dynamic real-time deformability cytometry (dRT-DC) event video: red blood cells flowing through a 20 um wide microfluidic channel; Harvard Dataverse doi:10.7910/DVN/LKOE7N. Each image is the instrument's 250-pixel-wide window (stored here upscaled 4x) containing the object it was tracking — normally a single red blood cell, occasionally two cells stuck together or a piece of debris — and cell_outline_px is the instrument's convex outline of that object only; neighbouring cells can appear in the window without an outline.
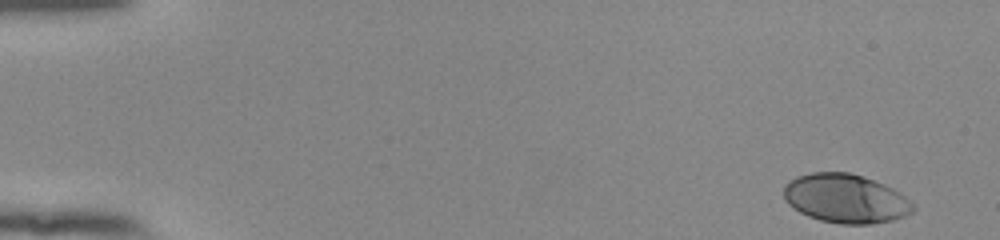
{"species": "human", "species_latin": "Homo sapiens", "temperature_condition": "room temperature", "stored_images_in_passage": 52, "camera_frame_rate_fps": 3000, "um_per_image_px": 0.085, "donor": {"sex": "female"}, "frame": {"image": 1, "passage_image": 1, "time_ms": 0.0, "image_size_px": [1000, 240], "cell_outline_px": [[916, 208], [912, 212], [904, 216], [892, 220], [868, 224], [840, 224], [820, 220], [808, 216], [800, 212], [788, 204], [784, 200], [784, 184], [796, 176], [812, 172], [848, 172], [884, 184], [900, 192]], "centroid_in_image_um": [71.85, 16.88], "position_along_channel_um": 13.2, "area_um2": 36.76}}
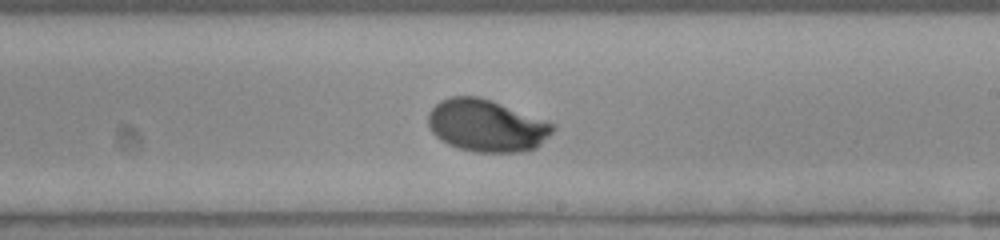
{"frame": {"image": 2, "passage_image": 31, "time_ms": 10.0, "image_size_px": [1000, 240], "cell_outline_px": [[556, 124], [552, 132], [536, 148], [524, 152], [472, 152], [456, 148], [440, 140], [432, 132], [428, 124], [428, 112], [440, 100], [448, 96], [480, 96], [492, 100], [548, 120]], "centroid_in_image_um": [41.36, 10.67], "position_along_channel_um": 247.6, "area_um2": 38.44}}
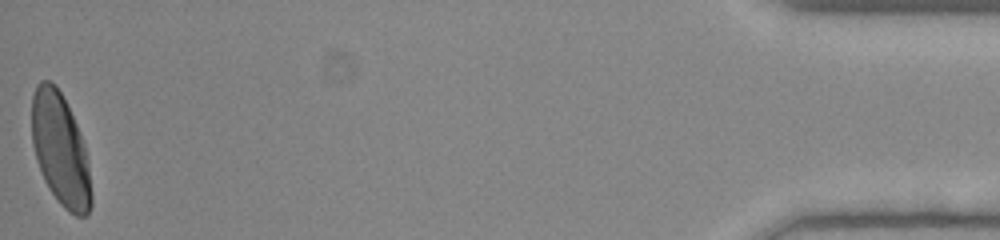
{"frame": {"image": 3, "passage_image": 52, "time_ms": 17.0, "image_size_px": [1000, 240], "cell_outline_px": [[92, 204], [88, 212], [84, 216], [76, 216], [68, 212], [60, 204], [48, 188], [44, 180], [36, 160], [32, 144], [32, 96], [36, 84], [40, 80], [48, 80], [60, 92], [76, 124], [84, 144], [88, 164], [92, 192]], "centroid_in_image_um": [5.12, 12.76], "position_along_channel_um": 430.1, "area_um2": 38.73}, "authors_computed_cell_mechanics": {"area_um2": 37.5122, "velocity_mm_per_s": 3.8631, "shape_relaxation_time_tau1_ms": 2.239, "shape_relaxation_time_tau2_ms": null, "deformation_change_tau1": 0.1574, "deformation_change_tau2": null}}